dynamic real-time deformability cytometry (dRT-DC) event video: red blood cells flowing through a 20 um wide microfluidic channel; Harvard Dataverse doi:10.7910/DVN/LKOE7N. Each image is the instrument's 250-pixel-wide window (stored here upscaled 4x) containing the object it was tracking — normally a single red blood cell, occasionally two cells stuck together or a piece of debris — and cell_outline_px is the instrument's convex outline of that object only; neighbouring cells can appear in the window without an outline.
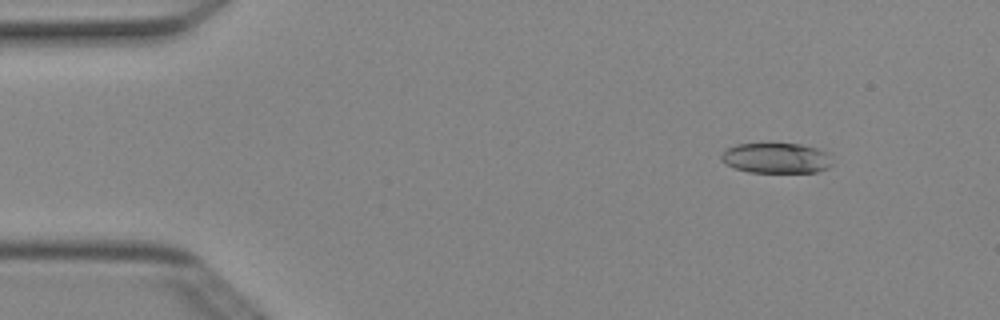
{"species": "Egyptian fruit bat (a non-hibernating species)", "species_latin": "Rousettus aegyptiacus", "temperature_condition": "cold", "stored_images_in_passage": 4, "camera_frame_rate_fps": 3000, "um_per_image_px": 0.085, "animal": {"sex": "female"}, "frame": {"image": 1, "passage_image": 2, "time_ms": 0.333, "image_size_px": [1000, 320], "cell_outline_px": [[832, 164], [828, 168], [816, 172], [748, 172], [724, 164], [720, 160], [720, 156], [728, 148], [736, 144], [800, 144], [816, 148], [828, 152]], "centroid_in_image_um": [65.98, 13.44], "position_along_channel_um": 19.0, "area_um2": 19.59}}
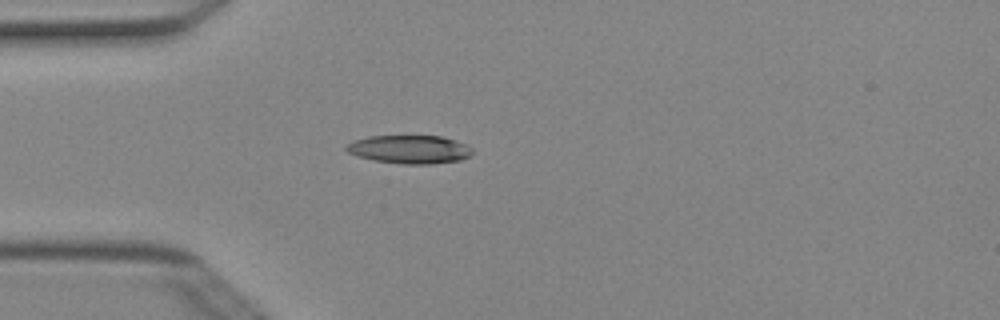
{"frame": {"image": 2, "passage_image": 4, "time_ms": 1.0, "image_size_px": [1000, 320], "cell_outline_px": [[472, 152], [468, 156], [460, 160], [432, 164], [404, 164], [376, 160], [356, 156], [348, 152], [344, 148], [352, 140], [368, 136], [440, 136], [456, 140], [468, 144], [472, 148]], "centroid_in_image_um": [34.81, 12.69], "position_along_channel_um": 50.2, "area_um2": 20.87}}